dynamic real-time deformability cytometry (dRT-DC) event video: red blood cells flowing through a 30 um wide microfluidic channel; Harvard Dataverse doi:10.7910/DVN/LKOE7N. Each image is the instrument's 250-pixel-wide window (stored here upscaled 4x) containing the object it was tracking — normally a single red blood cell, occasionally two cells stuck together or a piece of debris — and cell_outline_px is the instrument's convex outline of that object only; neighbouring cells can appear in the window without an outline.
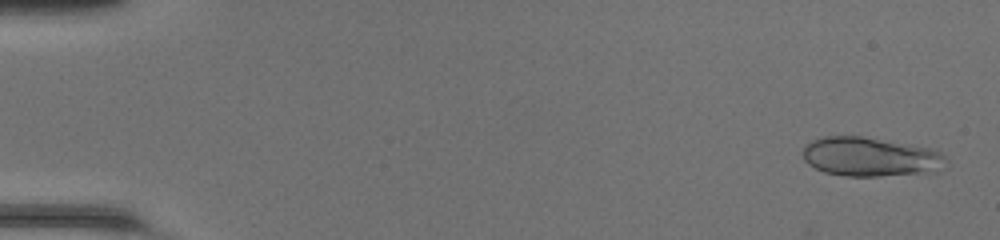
{"species": "common noctule bat (a hibernating species)", "species_latin": "Nyctalus noctula", "temperature_condition": "room temperature", "stored_images_in_passage": 48, "segment_of_instrument_passage": [1, 2], "camera_frame_rate_fps": 3000, "um_per_image_px": 0.085, "animal": {"sex": "female", "body_mass_g": 20.0, "forearm_length_mm": 54.0}, "frame": {"image": 1, "passage_image": 2, "time_ms": 0.333, "image_size_px": [1000, 240], "cell_outline_px": [[948, 168], [916, 172], [880, 176], [848, 176], [824, 172], [808, 164], [804, 160], [800, 152], [804, 144], [812, 140], [824, 136], [860, 136], [908, 144], [928, 148], [940, 152], [948, 160]], "centroid_in_image_um": [73.91, 13.32], "position_along_channel_um": 11.1, "area_um2": 32.54}}
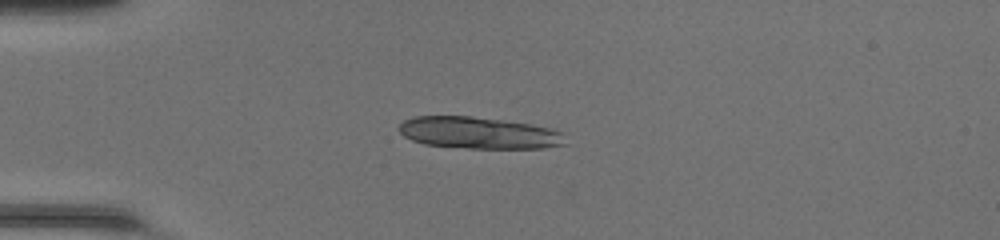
{"frame": {"image": 2, "passage_image": 13, "time_ms": 4.0, "image_size_px": [1000, 240], "cell_outline_px": [[568, 144], [544, 148], [468, 148], [424, 144], [412, 140], [404, 136], [400, 132], [400, 124], [404, 120], [416, 116], [472, 116], [504, 120], [528, 124], [548, 128], [560, 132]], "centroid_in_image_um": [40.69, 11.29], "position_along_channel_um": 44.3, "area_um2": 30.58}}